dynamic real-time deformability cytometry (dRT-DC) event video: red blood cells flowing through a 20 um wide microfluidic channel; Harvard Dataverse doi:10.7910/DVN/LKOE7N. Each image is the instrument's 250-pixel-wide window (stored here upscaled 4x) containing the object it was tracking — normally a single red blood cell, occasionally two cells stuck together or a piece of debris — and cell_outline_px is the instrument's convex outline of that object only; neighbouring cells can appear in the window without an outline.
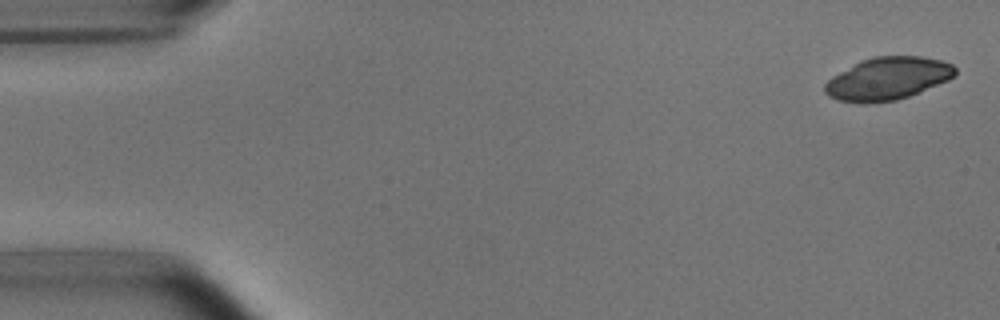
{"species": "common noctule bat (a hibernating species)", "species_latin": "Nyctalus noctula", "temperature_condition": "room temperature", "stored_images_in_passage": 6, "camera_frame_rate_fps": 3000, "um_per_image_px": 0.085, "animal": {"sex": "male", "body_mass_g": 15.6}, "frame": {"image": 1, "passage_image": 1, "time_ms": 0.0, "image_size_px": [1000, 320], "cell_outline_px": [[956, 72], [948, 80], [908, 96], [896, 100], [864, 104], [836, 100], [828, 96], [824, 92], [824, 84], [832, 76], [860, 60], [872, 56], [920, 56], [940, 60], [952, 64], [956, 68]], "centroid_in_image_um": [75.4, 6.68], "position_along_channel_um": 9.6, "area_um2": 32.43}}